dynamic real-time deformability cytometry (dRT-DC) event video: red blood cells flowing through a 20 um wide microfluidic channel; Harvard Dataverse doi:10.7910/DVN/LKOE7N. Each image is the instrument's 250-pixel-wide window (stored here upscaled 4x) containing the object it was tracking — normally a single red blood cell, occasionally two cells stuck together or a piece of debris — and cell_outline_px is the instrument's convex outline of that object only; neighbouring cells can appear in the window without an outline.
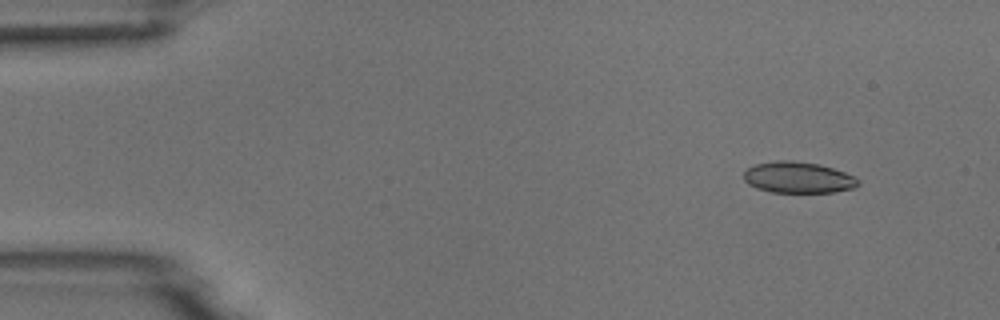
{"species": "common noctule bat (a hibernating species)", "species_latin": "Nyctalus noctula", "temperature_condition": "room temperature", "stored_images_in_passage": 5, "camera_frame_rate_fps": 3000, "um_per_image_px": 0.085, "animal": {"sex": "male", "body_mass_g": 18.8}, "frame": {"image": 1, "passage_image": 2, "time_ms": 1.0, "image_size_px": [1000, 320], "cell_outline_px": [[860, 184], [852, 188], [832, 192], [772, 192], [756, 188], [748, 184], [744, 180], [744, 172], [748, 168], [756, 164], [780, 160], [788, 160], [820, 164], [844, 172], [860, 180]], "centroid_in_image_um": [67.83, 15.09], "position_along_channel_um": 17.2, "area_um2": 20.63}}
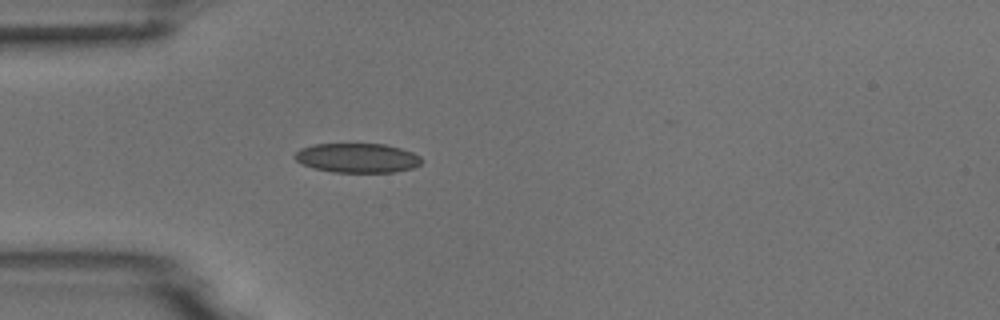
{"frame": {"image": 2, "passage_image": 5, "time_ms": 4.333, "image_size_px": [1000, 320], "cell_outline_px": [[424, 160], [420, 164], [412, 168], [396, 172], [332, 172], [312, 168], [296, 160], [292, 156], [300, 148], [316, 144], [384, 144], [400, 148], [412, 152], [420, 156]], "centroid_in_image_um": [30.38, 13.43], "position_along_channel_um": 54.6, "area_um2": 21.79}}